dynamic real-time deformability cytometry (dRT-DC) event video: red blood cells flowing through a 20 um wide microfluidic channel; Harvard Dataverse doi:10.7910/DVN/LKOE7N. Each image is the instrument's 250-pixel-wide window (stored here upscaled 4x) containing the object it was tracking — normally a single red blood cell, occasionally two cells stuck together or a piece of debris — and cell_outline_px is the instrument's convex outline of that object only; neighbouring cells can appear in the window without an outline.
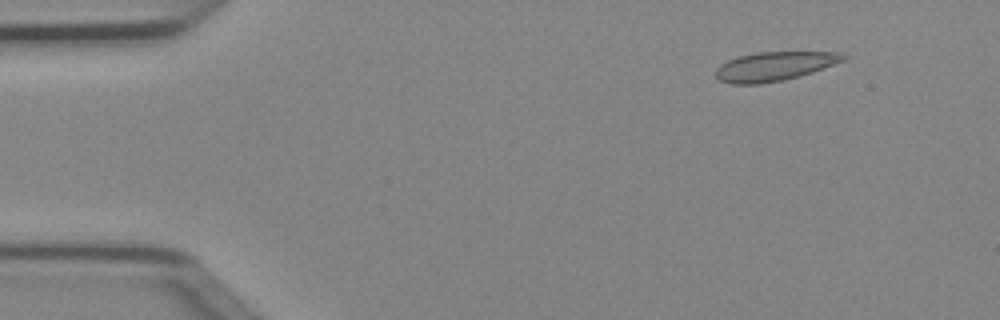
{"species": "Egyptian fruit bat (a non-hibernating species)", "species_latin": "Rousettus aegyptiacus", "temperature_condition": "cold", "stored_images_in_passage": 4, "camera_frame_rate_fps": 3000, "um_per_image_px": 0.085, "animal": {"sex": "female"}, "frame": {"image": 1, "passage_image": 2, "time_ms": 0.333, "image_size_px": [1000, 320], "cell_outline_px": [[848, 56], [844, 60], [824, 68], [800, 76], [784, 80], [760, 84], [732, 84], [720, 80], [716, 76], [716, 68], [720, 64], [728, 60], [740, 56], [756, 52], [840, 52]], "centroid_in_image_um": [65.82, 5.64], "position_along_channel_um": 19.2, "area_um2": 21.56}}